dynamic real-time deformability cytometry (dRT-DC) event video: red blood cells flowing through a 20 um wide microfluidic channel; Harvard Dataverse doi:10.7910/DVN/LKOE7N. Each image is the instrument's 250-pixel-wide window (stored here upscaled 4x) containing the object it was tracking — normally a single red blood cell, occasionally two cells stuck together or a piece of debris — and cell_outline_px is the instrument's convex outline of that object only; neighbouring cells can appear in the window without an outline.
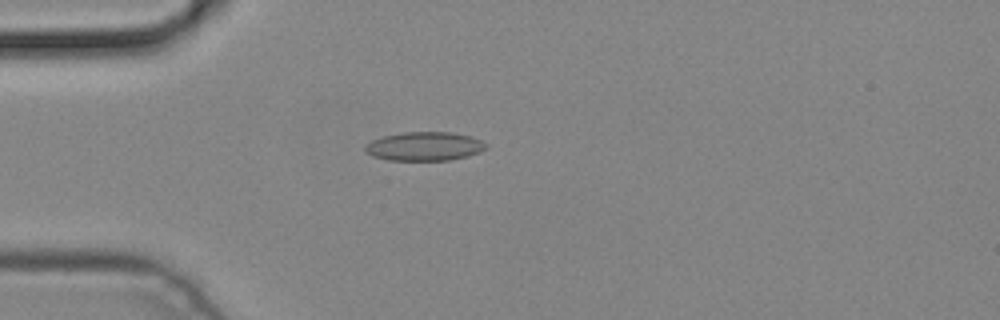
{"species": "common noctule bat (a hibernating species)", "species_latin": "Nyctalus noctula", "temperature_condition": "cold", "stored_images_in_passage": 2, "camera_frame_rate_fps": 3000, "um_per_image_px": 0.085, "animal": {"sex": "male", "body_mass_g": 19.2, "forearm_length_mm": 51.8}, "frame": {"image": 1, "passage_image": 1, "time_ms": 0.0, "image_size_px": [1000, 320], "cell_outline_px": [[488, 148], [480, 152], [468, 156], [448, 160], [388, 160], [372, 156], [364, 152], [364, 144], [372, 140], [384, 136], [404, 132], [452, 132], [472, 136], [488, 144]], "centroid_in_image_um": [36.08, 12.43], "position_along_channel_um": 48.9, "area_um2": 20.52}}